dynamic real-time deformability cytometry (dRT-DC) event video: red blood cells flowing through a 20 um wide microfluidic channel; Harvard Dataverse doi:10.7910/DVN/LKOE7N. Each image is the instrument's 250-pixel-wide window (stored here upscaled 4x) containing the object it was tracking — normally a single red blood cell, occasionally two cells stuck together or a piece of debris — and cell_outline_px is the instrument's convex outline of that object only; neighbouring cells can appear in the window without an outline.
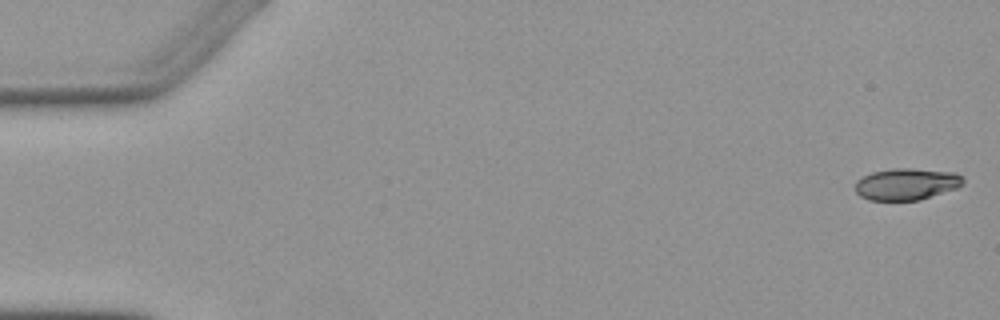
{"species": "Egyptian fruit bat (a non-hibernating species)", "species_latin": "Rousettus aegyptiacus", "temperature_condition": "warm", "stored_images_in_passage": 4, "camera_frame_rate_fps": 3000, "um_per_image_px": 0.085, "animal": {"sex": "female"}, "frame": {"image": 1, "passage_image": 1, "time_ms": 0.0, "image_size_px": [1000, 320], "cell_outline_px": [[964, 184], [956, 188], [920, 200], [868, 200], [860, 196], [856, 192], [856, 180], [872, 172], [892, 168], [912, 168], [956, 172], [964, 180]], "centroid_in_image_um": [77.05, 15.64], "position_along_channel_um": 7.9, "area_um2": 20.0}}